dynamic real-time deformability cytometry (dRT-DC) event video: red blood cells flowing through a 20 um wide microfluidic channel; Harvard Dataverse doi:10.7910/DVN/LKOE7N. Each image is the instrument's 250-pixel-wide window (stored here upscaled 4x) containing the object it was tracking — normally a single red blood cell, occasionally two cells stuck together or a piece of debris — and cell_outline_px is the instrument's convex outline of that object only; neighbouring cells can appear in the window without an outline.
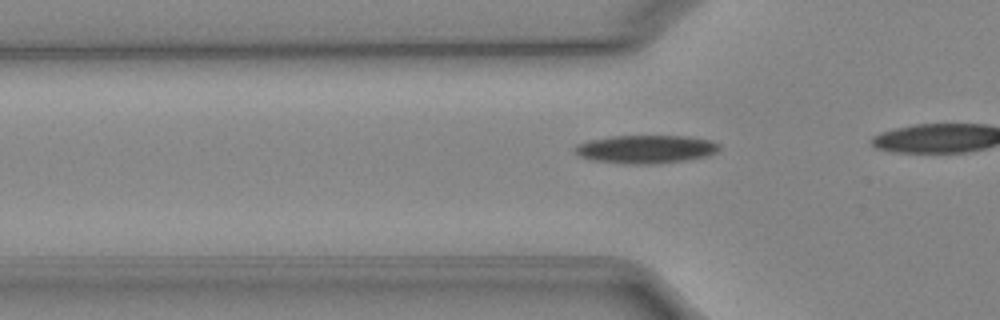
{"species": "Egyptian fruit bat (a non-hibernating species)", "species_latin": "Rousettus aegyptiacus", "temperature_condition": "cold", "stored_images_in_passage": 24, "camera_frame_rate_fps": 3000, "um_per_image_px": 0.085, "animal": {"sex": "female"}, "frame": {"image": 1, "passage_image": 13, "time_ms": 4.0, "image_size_px": [1000, 320], "cell_outline_px": [[720, 148], [716, 152], [708, 156], [688, 160], [660, 164], [624, 164], [592, 160], [580, 156], [572, 152], [572, 148], [576, 144], [588, 140], [612, 136], [688, 136], [712, 140], [720, 144]], "centroid_in_image_um": [54.88, 12.69], "position_along_channel_um": 70.9, "area_um2": 24.28}}
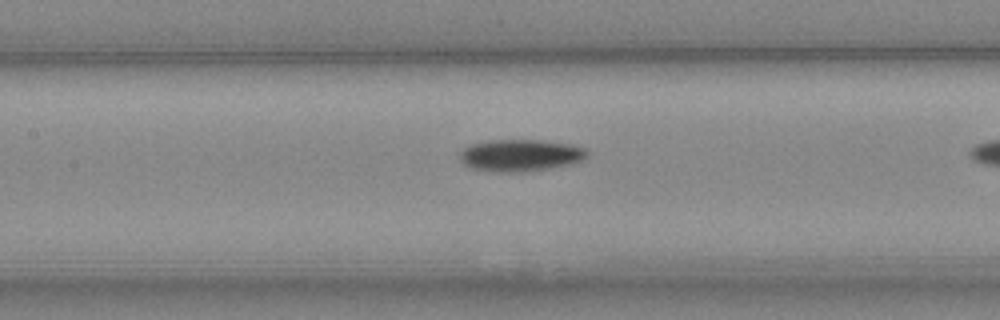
{"frame": {"image": 2, "passage_image": 20, "time_ms": 6.333, "image_size_px": [1000, 320], "cell_outline_px": [[588, 156], [584, 160], [572, 164], [548, 168], [516, 172], [500, 172], [472, 168], [464, 164], [460, 160], [460, 152], [464, 148], [472, 144], [492, 140], [544, 140], [572, 144], [584, 148], [588, 152]], "centroid_in_image_um": [44.27, 13.19], "position_along_channel_um": 163.1, "area_um2": 23.64}}
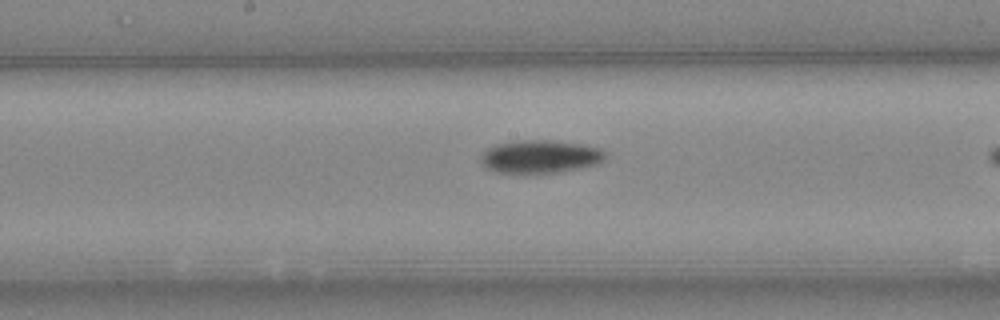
{"frame": {"image": 3, "passage_image": 23, "time_ms": 7.333, "image_size_px": [1000, 320], "cell_outline_px": [[608, 152], [604, 160], [600, 164], [560, 172], [524, 176], [496, 172], [480, 164], [480, 156], [488, 148], [496, 144], [516, 140], [552, 140], [584, 144], [600, 148]], "centroid_in_image_um": [45.92, 13.35], "position_along_channel_um": 202.3, "area_um2": 25.09}}